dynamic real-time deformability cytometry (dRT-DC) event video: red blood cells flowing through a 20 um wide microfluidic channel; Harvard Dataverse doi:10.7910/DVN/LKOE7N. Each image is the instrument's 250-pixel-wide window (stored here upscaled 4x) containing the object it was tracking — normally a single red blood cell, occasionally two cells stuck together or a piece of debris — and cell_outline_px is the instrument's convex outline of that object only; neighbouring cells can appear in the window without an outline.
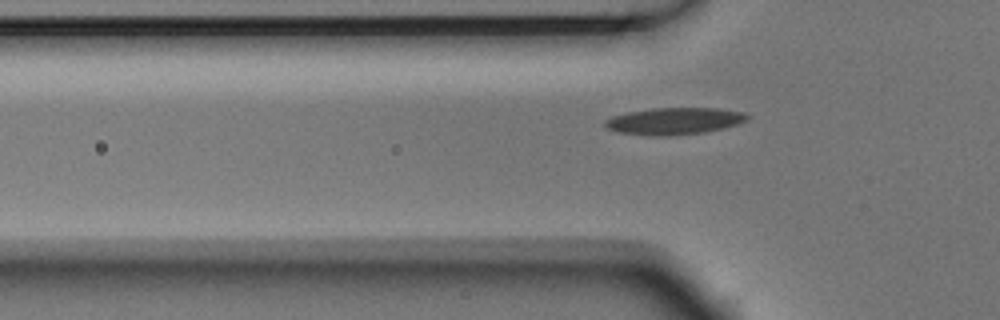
{"species": "Egyptian fruit bat (a non-hibernating species)", "species_latin": "Rousettus aegyptiacus", "temperature_condition": "room temperature", "stored_images_in_passage": 5, "segment_of_instrument_passage": [2, 2], "camera_frame_rate_fps": 3000, "um_per_image_px": 0.085, "animal": {"sex": "male"}, "frame": {"image": 1, "passage_image": 5, "time_ms": 1.333, "image_size_px": [1000, 320], "cell_outline_px": [[748, 120], [724, 128], [704, 132], [668, 136], [652, 136], [616, 132], [608, 128], [604, 124], [604, 120], [612, 116], [628, 112], [652, 108], [720, 108], [744, 112], [748, 116]], "centroid_in_image_um": [57.3, 10.29], "position_along_channel_um": 68.5, "area_um2": 22.37}}